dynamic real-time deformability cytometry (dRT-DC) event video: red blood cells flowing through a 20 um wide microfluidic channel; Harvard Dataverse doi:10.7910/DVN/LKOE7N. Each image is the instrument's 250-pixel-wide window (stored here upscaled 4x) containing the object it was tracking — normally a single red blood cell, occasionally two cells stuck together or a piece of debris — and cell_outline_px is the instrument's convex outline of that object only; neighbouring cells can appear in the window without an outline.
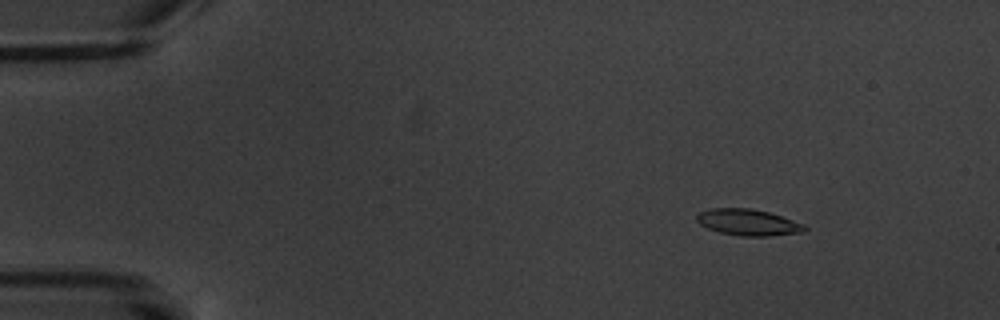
{"species": "common noctule bat (a hibernating species)", "species_latin": "Nyctalus noctula", "temperature_condition": "warm", "stored_images_in_passage": 5, "camera_frame_rate_fps": 3000, "um_per_image_px": 0.085, "animal": {"sex": "male", "body_mass_g": 20.1, "forearm_length_mm": 53.5}, "frame": {"image": 1, "passage_image": 3, "time_ms": 2.333, "image_size_px": [1000, 320], "cell_outline_px": [[808, 228], [804, 232], [768, 236], [740, 236], [720, 232], [708, 228], [700, 224], [696, 220], [696, 216], [700, 212], [712, 208], [748, 208], [768, 212], [804, 224]], "centroid_in_image_um": [63.59, 18.9], "position_along_channel_um": 21.4, "area_um2": 16.42}}